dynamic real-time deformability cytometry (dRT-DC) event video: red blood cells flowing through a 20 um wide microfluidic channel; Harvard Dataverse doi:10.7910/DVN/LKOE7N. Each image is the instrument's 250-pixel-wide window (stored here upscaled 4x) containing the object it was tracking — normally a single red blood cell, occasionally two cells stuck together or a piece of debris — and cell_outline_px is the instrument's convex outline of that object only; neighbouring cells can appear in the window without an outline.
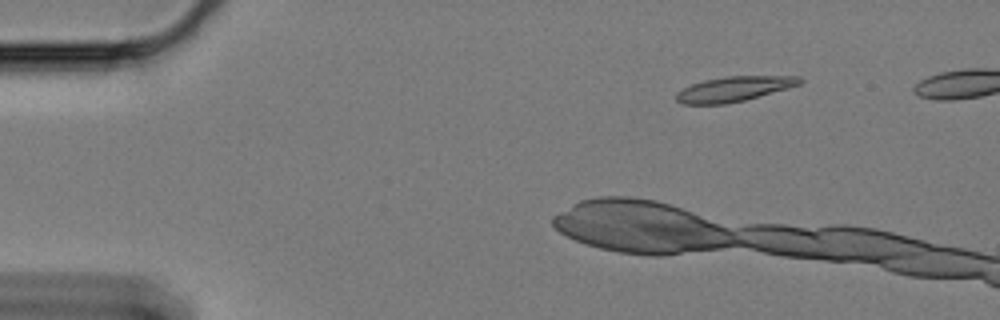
{"species": "Egyptian fruit bat (a non-hibernating species)", "species_latin": "Rousettus aegyptiacus", "temperature_condition": "cold", "stored_images_in_passage": 8, "camera_frame_rate_fps": 3000, "um_per_image_px": 0.085, "animal": {"sex": "female"}, "frame": {"image": 1, "passage_image": 1, "time_ms": 0.0, "image_size_px": [1000, 320], "cell_outline_px": [[804, 80], [800, 84], [788, 88], [744, 100], [724, 104], [680, 104], [676, 100], [676, 92], [692, 84], [704, 80], [724, 76], [800, 76]], "centroid_in_image_um": [62.38, 7.56], "position_along_channel_um": 22.6, "area_um2": 17.92}}